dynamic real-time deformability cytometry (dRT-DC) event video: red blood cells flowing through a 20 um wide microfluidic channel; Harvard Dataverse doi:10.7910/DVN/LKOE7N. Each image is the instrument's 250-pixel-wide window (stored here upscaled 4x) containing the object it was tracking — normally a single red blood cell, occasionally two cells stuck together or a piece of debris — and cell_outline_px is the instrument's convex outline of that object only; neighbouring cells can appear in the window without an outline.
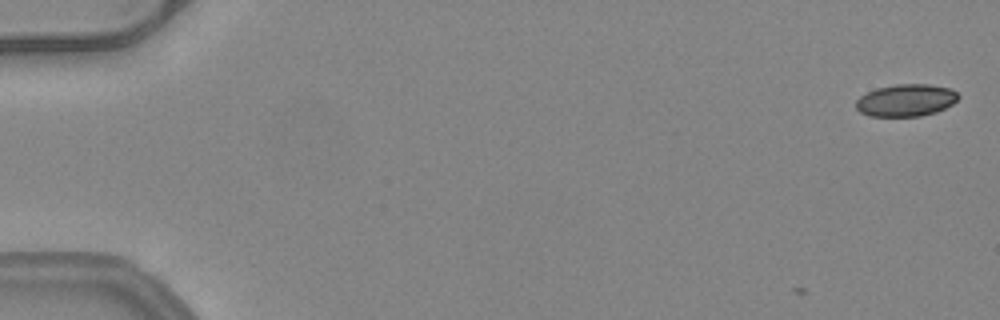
{"species": "common noctule bat (a hibernating species)", "species_latin": "Nyctalus noctula", "temperature_condition": "warm", "stored_images_in_passage": 3, "camera_frame_rate_fps": 3000, "um_per_image_px": 0.085, "animal": {"sex": "female", "body_mass_g": 24.6, "forearm_length_mm": 56.2}, "frame": {"image": 1, "passage_image": 3, "time_ms": 0.667, "image_size_px": [1000, 320], "cell_outline_px": [[960, 96], [952, 104], [936, 112], [920, 116], [868, 116], [860, 112], [856, 108], [856, 100], [860, 96], [876, 88], [896, 84], [928, 84], [952, 88]], "centroid_in_image_um": [77.0, 8.52], "position_along_channel_um": 8.0, "area_um2": 19.25}}